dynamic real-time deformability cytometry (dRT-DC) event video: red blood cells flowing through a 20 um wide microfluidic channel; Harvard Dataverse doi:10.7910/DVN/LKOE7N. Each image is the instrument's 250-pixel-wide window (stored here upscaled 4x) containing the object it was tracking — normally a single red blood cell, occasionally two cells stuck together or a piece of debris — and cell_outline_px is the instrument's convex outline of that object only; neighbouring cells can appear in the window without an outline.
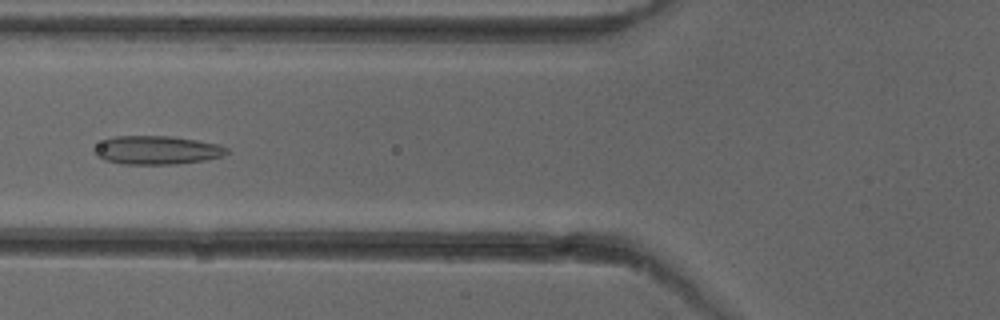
{"species": "common noctule bat (a hibernating species)", "species_latin": "Nyctalus noctula", "temperature_condition": "cold", "stored_images_in_passage": 5, "camera_frame_rate_fps": 3000, "um_per_image_px": 0.085, "animal": {"sex": "female"}, "frame": {"image": 1, "passage_image": 5, "time_ms": 5.667, "image_size_px": [1000, 320], "cell_outline_px": [[228, 152], [224, 156], [204, 160], [176, 164], [124, 164], [104, 160], [96, 156], [92, 152], [92, 148], [104, 140], [116, 136], [172, 136], [220, 144], [228, 148]], "centroid_in_image_um": [13.32, 12.76], "position_along_channel_um": 112.5, "area_um2": 22.2}}